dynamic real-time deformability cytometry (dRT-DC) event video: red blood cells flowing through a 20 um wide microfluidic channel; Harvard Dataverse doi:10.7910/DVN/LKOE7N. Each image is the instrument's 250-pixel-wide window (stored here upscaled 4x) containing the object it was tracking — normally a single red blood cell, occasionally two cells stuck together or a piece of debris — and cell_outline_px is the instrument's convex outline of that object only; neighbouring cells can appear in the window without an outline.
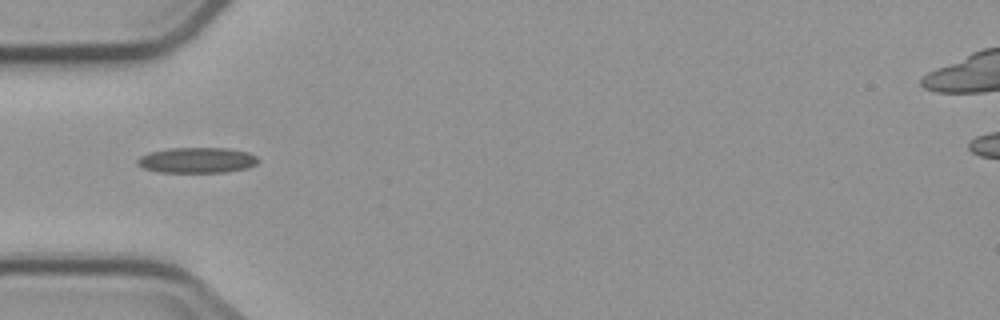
{"species": "common noctule bat (a hibernating species)", "species_latin": "Nyctalus noctula", "temperature_condition": "cold", "stored_images_in_passage": 12, "camera_frame_rate_fps": 3000, "um_per_image_px": 0.085, "animal": {"sex": "male", "body_mass_g": 23.1, "forearm_length_mm": 52.7}, "frame": {"image": 1, "passage_image": 2, "time_ms": 1.333, "image_size_px": [1000, 320], "cell_outline_px": [[260, 160], [256, 164], [248, 168], [224, 172], [156, 172], [144, 168], [136, 164], [136, 160], [140, 156], [148, 152], [168, 148], [228, 148], [248, 152], [256, 156]], "centroid_in_image_um": [16.73, 13.61], "position_along_channel_um": 68.3, "area_um2": 18.15}}
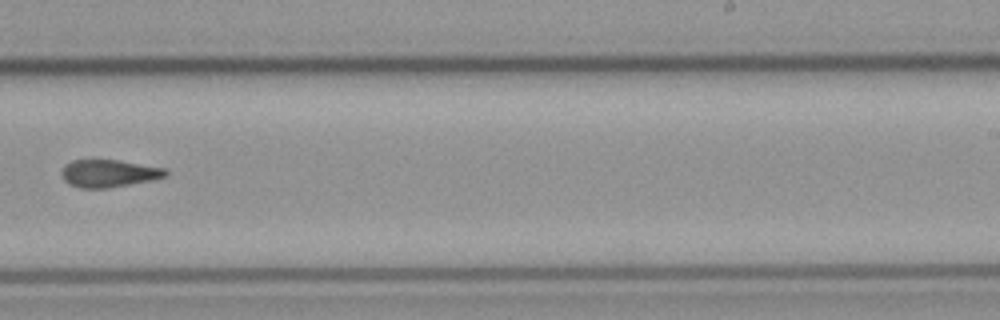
{"frame": {"image": 2, "passage_image": 7, "time_ms": 7.0, "image_size_px": [1000, 320], "cell_outline_px": [[168, 176], [152, 180], [108, 188], [80, 188], [68, 184], [64, 180], [60, 172], [64, 164], [72, 160], [116, 160], [164, 168], [168, 172]], "centroid_in_image_um": [9.21, 14.74], "position_along_channel_um": 279.8, "area_um2": 16.7}}
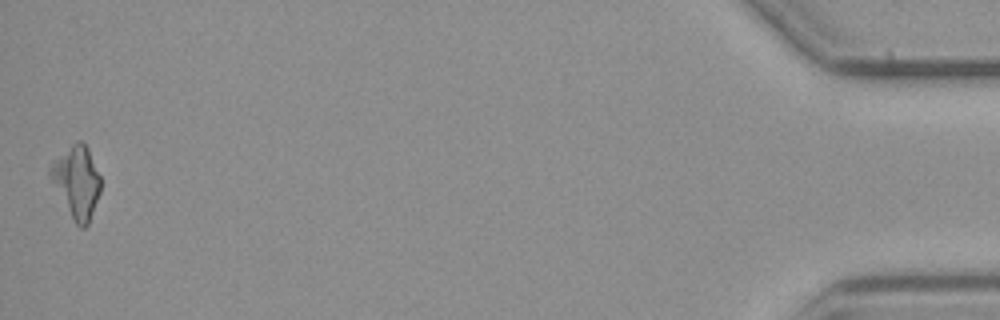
{"frame": {"image": 3, "passage_image": 12, "time_ms": 13.667, "image_size_px": [1000, 320], "cell_outline_px": [[100, 192], [88, 224], [84, 228], [80, 228], [76, 224], [52, 180], [48, 172], [52, 164], [76, 140], [80, 140], [88, 148], [100, 176]], "centroid_in_image_um": [6.56, 15.45], "position_along_channel_um": 428.6, "area_um2": 20.17}}